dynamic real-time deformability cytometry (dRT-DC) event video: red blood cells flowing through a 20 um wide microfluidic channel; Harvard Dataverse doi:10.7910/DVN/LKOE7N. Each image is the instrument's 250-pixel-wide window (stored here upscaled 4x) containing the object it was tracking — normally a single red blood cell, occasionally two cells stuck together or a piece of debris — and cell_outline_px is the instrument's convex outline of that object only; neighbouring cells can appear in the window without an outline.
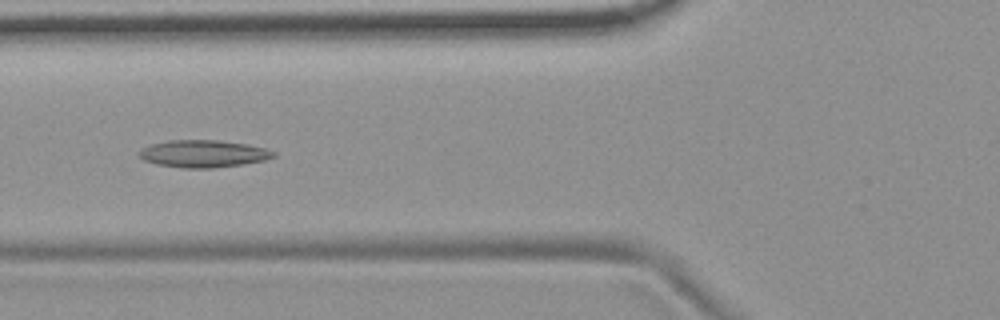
{"species": "common noctule bat (a hibernating species)", "species_latin": "Nyctalus noctula", "temperature_condition": "room temperature", "stored_images_in_passage": 51, "camera_frame_rate_fps": 3000, "um_per_image_px": 0.085, "animal": {"sex": "female", "body_mass_g": 19.9}, "frame": {"image": 1, "passage_image": 18, "time_ms": 5.667, "image_size_px": [1000, 320], "cell_outline_px": [[276, 156], [264, 160], [244, 164], [212, 168], [180, 168], [156, 164], [144, 160], [136, 152], [152, 144], [168, 140], [216, 140], [248, 144], [264, 148], [276, 152]], "centroid_in_image_um": [17.28, 13.07], "position_along_channel_um": 108.5, "area_um2": 21.39}}
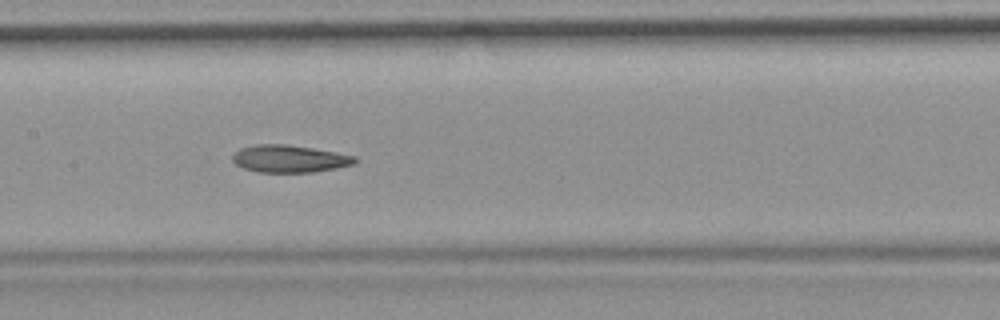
{"frame": {"image": 2, "passage_image": 24, "time_ms": 7.667, "image_size_px": [1000, 320], "cell_outline_px": [[360, 160], [356, 164], [336, 168], [312, 172], [260, 172], [244, 168], [236, 164], [232, 160], [232, 156], [240, 148], [256, 144], [284, 144], [312, 148], [336, 152], [356, 156]], "centroid_in_image_um": [24.65, 13.49], "position_along_channel_um": 182.7, "area_um2": 19.54}}
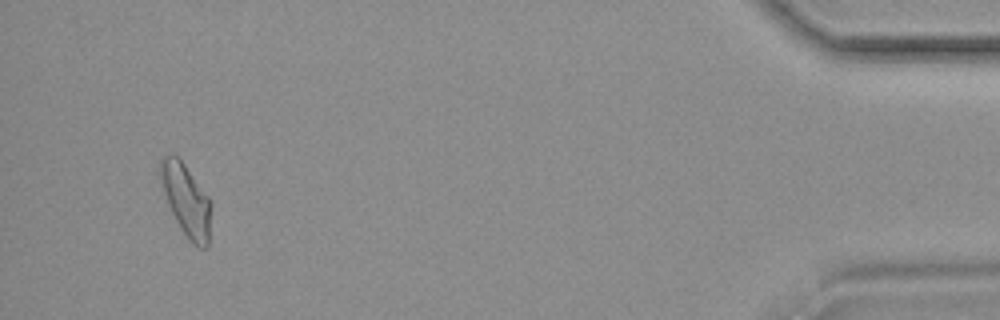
{"frame": {"image": 3, "passage_image": 49, "time_ms": 16.0, "image_size_px": [1000, 320], "cell_outline_px": [[212, 204], [208, 244], [204, 248], [200, 248], [192, 244], [188, 240], [180, 228], [168, 204], [160, 184], [160, 160], [164, 156], [176, 156], [184, 164], [208, 196]], "centroid_in_image_um": [15.83, 17.05], "position_along_channel_um": 419.4, "area_um2": 21.1}, "authors_computed_cell_mechanics": {"area_um2": 20.3456, "velocity_mm_per_s": 3.7127, "shape_relaxation_time_tau1_ms": null, "shape_relaxation_time_tau2_ms": 3.4946, "deformation_change_tau1": null, "deformation_change_tau2": 0.1181}}